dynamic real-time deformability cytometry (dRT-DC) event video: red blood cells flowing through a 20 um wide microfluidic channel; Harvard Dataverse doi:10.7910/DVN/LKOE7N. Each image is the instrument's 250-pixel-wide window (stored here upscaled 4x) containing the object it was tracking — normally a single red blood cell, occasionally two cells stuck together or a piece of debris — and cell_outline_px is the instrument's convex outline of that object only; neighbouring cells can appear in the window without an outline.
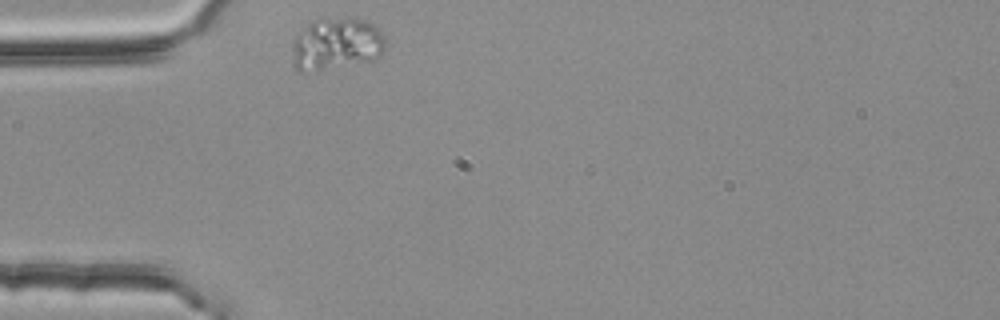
{"species": "common noctule bat (a hibernating species)", "species_latin": "Nyctalus noctula", "temperature_condition": "room temperature", "stored_images_in_passage": 46, "camera_frame_rate_fps": 3000, "um_per_image_px": 0.085, "animal": {"sex": "female", "body_mass_g": 25.1}, "frame": {"image": 1, "passage_image": 1, "time_ms": 0.0, "image_size_px": [1000, 320], "cell_outline_px": [[388, 44], [380, 56], [372, 60], [320, 72], [300, 72], [292, 64], [292, 60], [296, 36], [308, 24], [324, 16], [368, 20], [384, 36]], "centroid_in_image_um": [28.61, 3.76], "position_along_channel_um": 56.4, "area_um2": 28.96}}
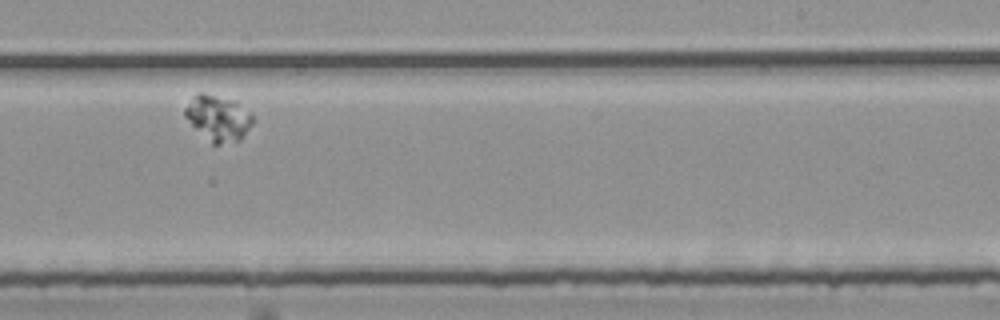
{"frame": {"image": 2, "passage_image": 22, "time_ms": 7.0, "image_size_px": [1000, 320], "cell_outline_px": [[252, 124], [240, 140], [220, 144], [212, 144], [184, 116], [184, 108], [192, 96], [196, 92], [204, 92], [236, 100], [252, 116]], "centroid_in_image_um": [18.51, 10.0], "position_along_channel_um": 270.5, "area_um2": 17.98}}
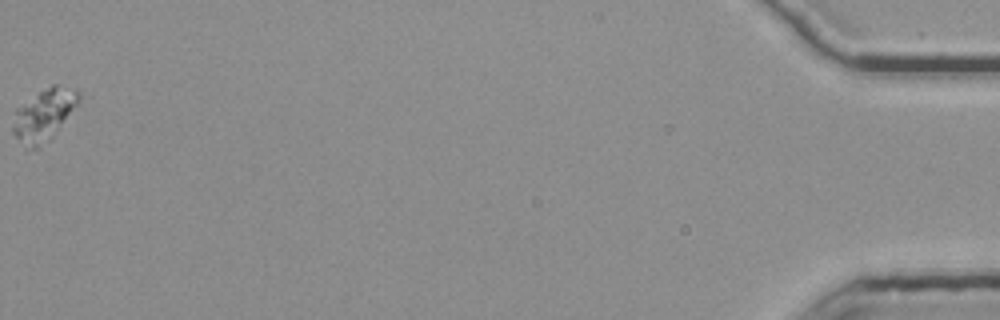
{"frame": {"image": 3, "passage_image": 46, "time_ms": 15.0, "image_size_px": [1000, 320], "cell_outline_px": [[80, 100], [52, 140], [40, 148], [32, 148], [16, 136], [12, 132], [12, 124], [16, 108], [52, 84], [56, 84], [80, 92]], "centroid_in_image_um": [3.76, 9.78], "position_along_channel_um": 431.4, "area_um2": 19.59}}